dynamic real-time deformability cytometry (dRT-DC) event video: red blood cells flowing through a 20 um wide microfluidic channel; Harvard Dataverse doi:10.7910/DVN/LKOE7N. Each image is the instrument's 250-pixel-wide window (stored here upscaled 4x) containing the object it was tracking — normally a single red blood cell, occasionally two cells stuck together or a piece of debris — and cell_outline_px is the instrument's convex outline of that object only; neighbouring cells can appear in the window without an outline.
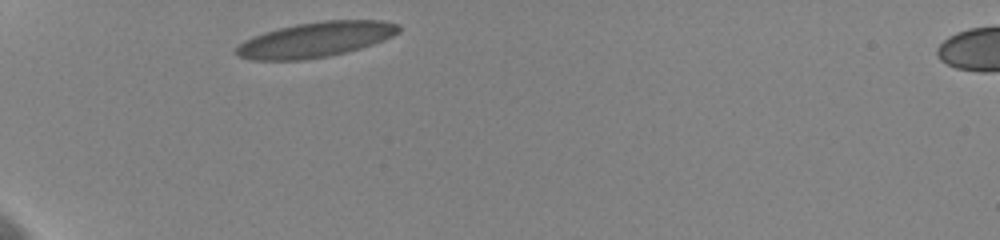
{"species": "human", "species_latin": "Homo sapiens", "temperature_condition": "cold", "stored_images_in_passage": 2, "camera_frame_rate_fps": 3000, "um_per_image_px": 0.085, "donor": {"sex": "female"}, "frame": {"image": 1, "passage_image": 1, "time_ms": 0.0, "image_size_px": [1000, 240], "cell_outline_px": [[400, 32], [384, 40], [360, 48], [328, 56], [304, 60], [252, 60], [236, 56], [232, 52], [244, 40], [252, 36], [264, 32], [296, 24], [324, 20], [380, 20], [400, 24]], "centroid_in_image_um": [26.8, 3.37], "position_along_channel_um": 58.2, "area_um2": 33.35}}